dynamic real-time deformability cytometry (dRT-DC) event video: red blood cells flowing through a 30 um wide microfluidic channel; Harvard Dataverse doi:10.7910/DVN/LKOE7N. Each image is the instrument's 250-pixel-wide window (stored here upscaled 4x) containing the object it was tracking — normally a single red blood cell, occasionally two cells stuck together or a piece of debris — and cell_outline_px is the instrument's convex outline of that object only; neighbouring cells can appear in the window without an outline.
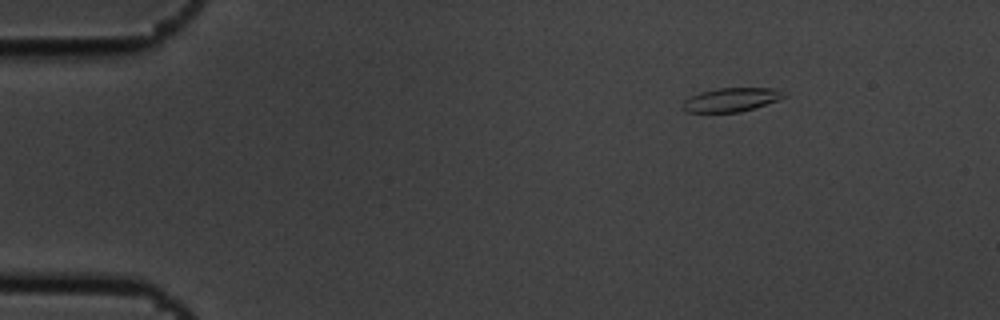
{"species": "common noctule bat (a hibernating species)", "species_latin": "Nyctalus noctula", "temperature_condition": "cold", "stored_images_in_passage": 3, "camera_frame_rate_fps": 3000, "um_per_image_px": 0.085, "animal": {"sex": "male", "body_mass_g": 19.5, "forearm_length_mm": 54.6}, "frame": {"image": 1, "passage_image": 1, "time_ms": 0.0, "image_size_px": [1000, 320], "cell_outline_px": [[788, 96], [780, 100], [740, 112], [688, 112], [684, 108], [684, 100], [688, 96], [700, 92], [716, 88], [776, 88]], "centroid_in_image_um": [62.18, 8.46], "position_along_channel_um": 22.8, "area_um2": 14.05}}